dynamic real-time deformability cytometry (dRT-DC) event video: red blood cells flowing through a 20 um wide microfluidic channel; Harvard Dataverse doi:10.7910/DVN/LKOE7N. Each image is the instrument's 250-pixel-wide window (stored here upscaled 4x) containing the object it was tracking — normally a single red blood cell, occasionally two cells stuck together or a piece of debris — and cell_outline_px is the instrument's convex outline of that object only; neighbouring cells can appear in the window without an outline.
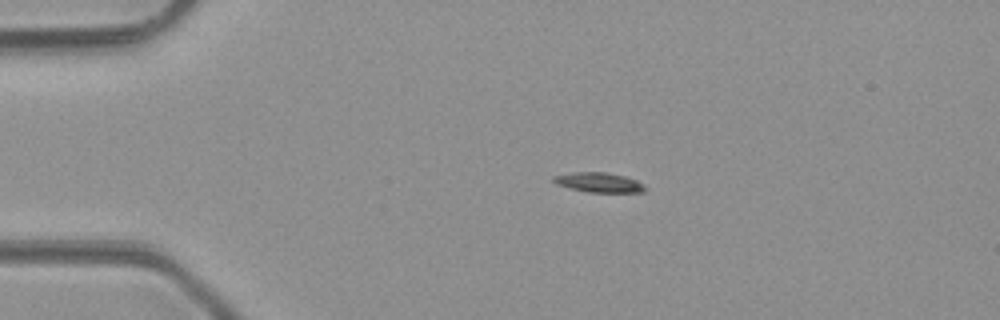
{"species": "common noctule bat (a hibernating species)", "species_latin": "Nyctalus noctula", "temperature_condition": "room temperature", "stored_images_in_passage": 4, "camera_frame_rate_fps": 3000, "um_per_image_px": 0.085, "animal": {"sex": "male", "body_mass_g": 23.1, "forearm_length_mm": 52.7}, "frame": {"image": 1, "passage_image": 2, "time_ms": 1.333, "image_size_px": [1000, 320], "cell_outline_px": [[648, 188], [644, 192], [588, 192], [568, 188], [556, 184], [552, 180], [552, 176], [572, 172], [608, 172], [624, 176], [636, 180], [644, 184]], "centroid_in_image_um": [50.9, 15.5], "position_along_channel_um": 34.1, "area_um2": 10.69}}
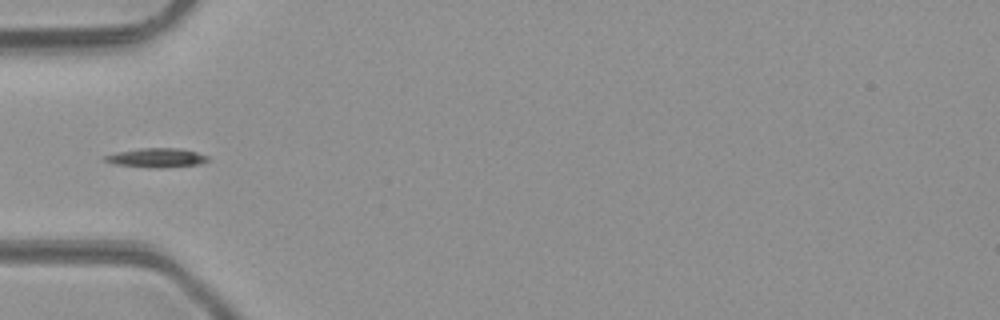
{"frame": {"image": 2, "passage_image": 4, "time_ms": 3.333, "image_size_px": [1000, 320], "cell_outline_px": [[208, 160], [200, 164], [160, 168], [148, 168], [116, 164], [104, 160], [104, 156], [116, 152], [140, 148], [180, 148], [196, 152], [208, 156]], "centroid_in_image_um": [13.31, 13.41], "position_along_channel_um": 71.7, "area_um2": 11.5}}